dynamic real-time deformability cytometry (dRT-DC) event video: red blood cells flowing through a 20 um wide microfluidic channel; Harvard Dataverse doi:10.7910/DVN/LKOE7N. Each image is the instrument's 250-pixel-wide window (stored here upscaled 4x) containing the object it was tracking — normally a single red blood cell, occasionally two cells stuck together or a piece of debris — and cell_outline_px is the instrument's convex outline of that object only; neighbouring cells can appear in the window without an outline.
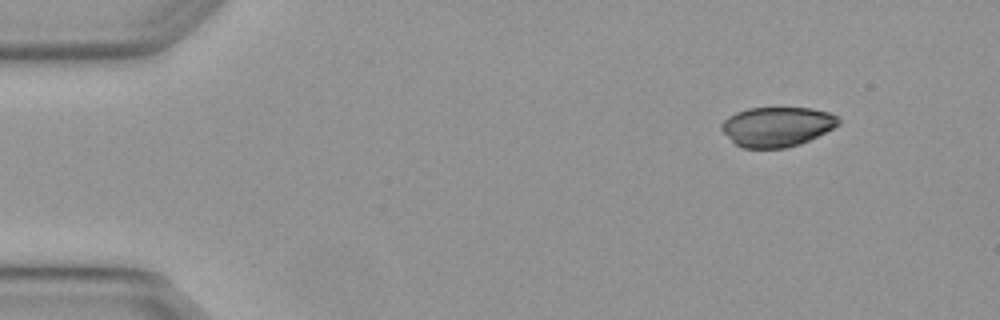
{"species": "Egyptian fruit bat (a non-hibernating species)", "species_latin": "Rousettus aegyptiacus", "temperature_condition": "warm", "stored_images_in_passage": 2, "camera_frame_rate_fps": 3000, "um_per_image_px": 0.085, "animal": {"sex": "female"}, "frame": {"image": 1, "passage_image": 2, "time_ms": 0.333, "image_size_px": [1000, 320], "cell_outline_px": [[840, 124], [800, 144], [784, 148], [744, 148], [736, 144], [720, 128], [720, 124], [728, 116], [736, 112], [748, 108], [812, 108], [828, 112], [836, 116], [840, 120]], "centroid_in_image_um": [66.02, 10.76], "position_along_channel_um": 19.0, "area_um2": 26.82}}